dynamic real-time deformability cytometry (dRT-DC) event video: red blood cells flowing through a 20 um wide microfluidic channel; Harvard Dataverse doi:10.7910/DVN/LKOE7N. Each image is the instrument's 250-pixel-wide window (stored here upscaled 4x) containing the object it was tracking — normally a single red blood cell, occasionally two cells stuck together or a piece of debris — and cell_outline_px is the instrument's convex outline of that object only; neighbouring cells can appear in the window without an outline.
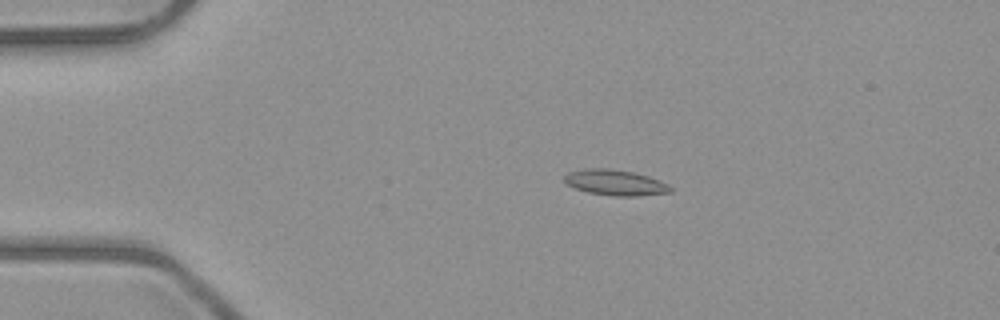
{"species": "common noctule bat (a hibernating species)", "species_latin": "Nyctalus noctula", "temperature_condition": "room temperature", "stored_images_in_passage": 5, "camera_frame_rate_fps": 3000, "um_per_image_px": 0.085, "animal": {"sex": "male", "body_mass_g": 23.1, "forearm_length_mm": 52.7}, "frame": {"image": 1, "passage_image": 4, "time_ms": 3.333, "image_size_px": [1000, 320], "cell_outline_px": [[672, 192], [640, 196], [616, 196], [588, 192], [576, 188], [568, 184], [564, 180], [564, 176], [568, 172], [584, 168], [608, 168], [632, 172], [648, 176], [668, 184], [672, 188]], "centroid_in_image_um": [52.31, 15.51], "position_along_channel_um": 32.7, "area_um2": 15.78}}